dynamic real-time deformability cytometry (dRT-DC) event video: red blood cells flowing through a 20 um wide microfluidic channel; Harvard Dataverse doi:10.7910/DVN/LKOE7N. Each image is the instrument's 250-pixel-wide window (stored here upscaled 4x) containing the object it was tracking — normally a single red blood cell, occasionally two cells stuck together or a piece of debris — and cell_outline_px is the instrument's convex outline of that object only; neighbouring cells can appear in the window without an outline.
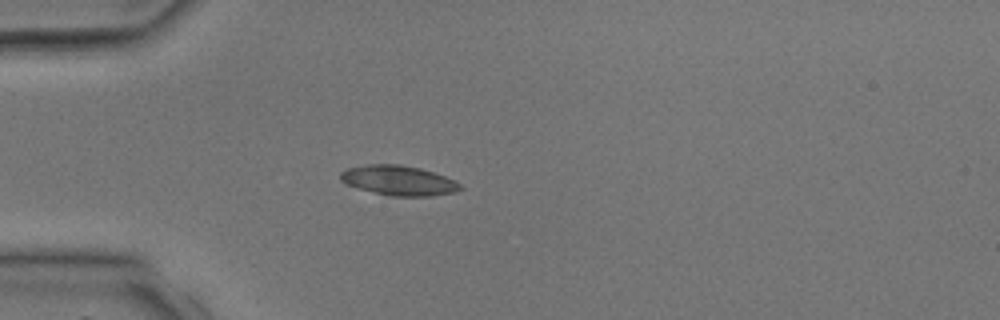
{"species": "common noctule bat (a hibernating species)", "species_latin": "Nyctalus noctula", "temperature_condition": "room temperature", "stored_images_in_passage": 1, "camera_frame_rate_fps": 3000, "um_per_image_px": 0.085, "animal": {"sex": "male", "body_mass_g": 17.9, "forearm_length_mm": 54.2}, "frame": {"image": 1, "passage_image": 1, "time_ms": 0.0, "image_size_px": [1000, 320], "cell_outline_px": [[464, 188], [452, 192], [428, 196], [392, 196], [372, 192], [344, 184], [340, 180], [340, 172], [348, 168], [368, 164], [400, 164], [420, 168], [456, 180]], "centroid_in_image_um": [33.85, 15.33], "position_along_channel_um": 51.1, "area_um2": 20.81}}